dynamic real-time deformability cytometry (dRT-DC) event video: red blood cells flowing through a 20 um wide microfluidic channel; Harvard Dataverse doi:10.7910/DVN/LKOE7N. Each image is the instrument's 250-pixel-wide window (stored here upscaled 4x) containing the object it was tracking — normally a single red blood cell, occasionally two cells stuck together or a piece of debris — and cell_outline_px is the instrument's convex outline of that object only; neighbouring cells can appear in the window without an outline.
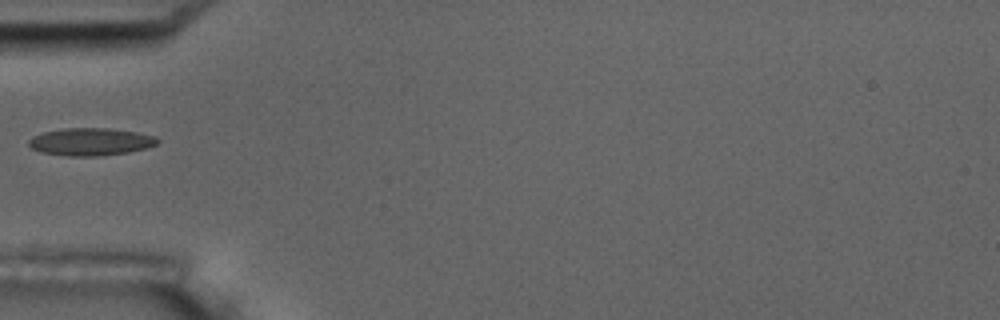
{"species": "common noctule bat (a hibernating species)", "species_latin": "Nyctalus noctula", "temperature_condition": "room temperature", "stored_images_in_passage": 2, "camera_frame_rate_fps": 3000, "um_per_image_px": 0.085, "animal": {"sex": "male", "body_mass_g": 17.5, "forearm_length_mm": 52.3}, "frame": {"image": 1, "passage_image": 1, "time_ms": 0.0, "image_size_px": [1000, 320], "cell_outline_px": [[160, 140], [156, 144], [144, 148], [128, 152], [100, 156], [68, 156], [40, 152], [32, 148], [28, 144], [28, 140], [32, 136], [44, 132], [64, 128], [108, 128], [136, 132], [156, 136]], "centroid_in_image_um": [7.68, 12.05], "position_along_channel_um": 77.3, "area_um2": 20.63}}